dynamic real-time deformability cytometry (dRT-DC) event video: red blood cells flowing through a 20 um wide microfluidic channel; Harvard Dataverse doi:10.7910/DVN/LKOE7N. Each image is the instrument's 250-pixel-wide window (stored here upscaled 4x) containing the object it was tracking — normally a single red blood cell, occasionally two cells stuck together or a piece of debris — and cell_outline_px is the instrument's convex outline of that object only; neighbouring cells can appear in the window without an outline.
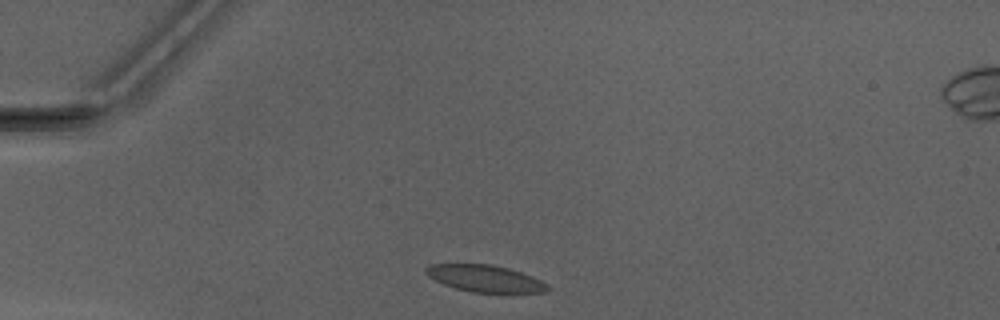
{"species": "Egyptian fruit bat (a non-hibernating species)", "species_latin": "Rousettus aegyptiacus", "temperature_condition": "warm", "stored_images_in_passage": 11, "camera_frame_rate_fps": 3000, "um_per_image_px": 0.085, "animal": {"sex": "male"}, "frame": {"image": 1, "passage_image": 1, "time_ms": 0.0, "image_size_px": [1000, 320], "cell_outline_px": [[552, 288], [548, 292], [508, 296], [504, 296], [472, 292], [456, 288], [444, 284], [428, 276], [424, 272], [424, 268], [432, 264], [492, 264], [508, 268], [532, 276], [548, 284]], "centroid_in_image_um": [41.36, 23.74], "position_along_channel_um": 43.6, "area_um2": 20.11}}
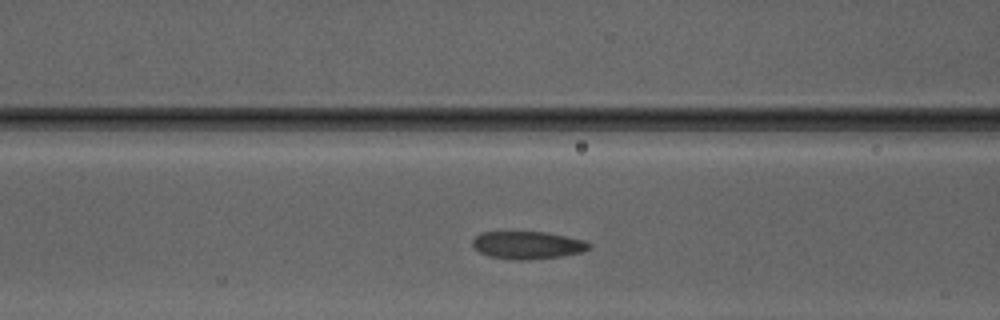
{"frame": {"image": 2, "passage_image": 9, "time_ms": 2.667, "image_size_px": [1000, 320], "cell_outline_px": [[592, 248], [580, 252], [560, 256], [528, 260], [516, 260], [488, 256], [480, 252], [472, 244], [472, 240], [480, 232], [544, 232], [584, 240], [592, 244]], "centroid_in_image_um": [44.84, 20.84], "position_along_channel_um": 121.8, "area_um2": 18.67}}